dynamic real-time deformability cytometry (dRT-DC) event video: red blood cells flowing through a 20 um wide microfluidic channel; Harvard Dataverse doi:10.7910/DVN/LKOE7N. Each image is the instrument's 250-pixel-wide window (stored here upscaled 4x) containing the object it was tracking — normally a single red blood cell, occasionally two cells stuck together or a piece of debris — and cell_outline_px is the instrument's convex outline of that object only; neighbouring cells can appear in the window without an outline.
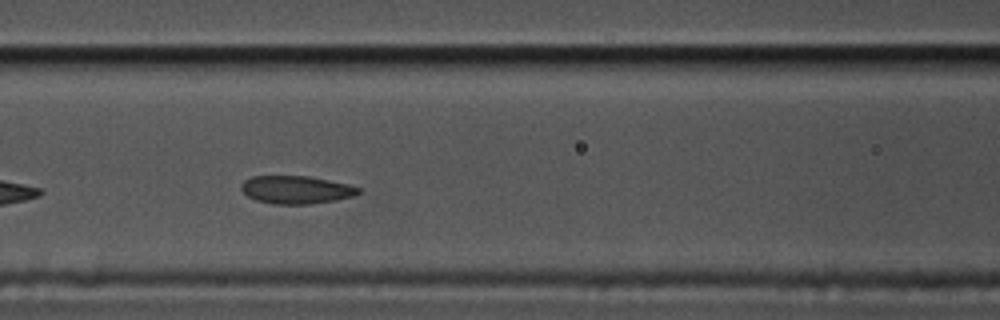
{"species": "common noctule bat (a hibernating species)", "species_latin": "Nyctalus noctula", "temperature_condition": "cold", "stored_images_in_passage": 33, "camera_frame_rate_fps": 3000, "um_per_image_px": 0.085, "animal": {"sex": "male", "body_mass_g": 17.5, "forearm_length_mm": 52.3}, "frame": {"image": 1, "passage_image": 10, "time_ms": 3.0, "image_size_px": [1000, 320], "cell_outline_px": [[360, 192], [352, 196], [336, 200], [308, 204], [272, 204], [256, 200], [248, 196], [240, 188], [240, 184], [244, 180], [252, 176], [308, 176], [348, 184], [360, 188]], "centroid_in_image_um": [25.14, 16.12], "position_along_channel_um": 141.5, "area_um2": 19.02}}